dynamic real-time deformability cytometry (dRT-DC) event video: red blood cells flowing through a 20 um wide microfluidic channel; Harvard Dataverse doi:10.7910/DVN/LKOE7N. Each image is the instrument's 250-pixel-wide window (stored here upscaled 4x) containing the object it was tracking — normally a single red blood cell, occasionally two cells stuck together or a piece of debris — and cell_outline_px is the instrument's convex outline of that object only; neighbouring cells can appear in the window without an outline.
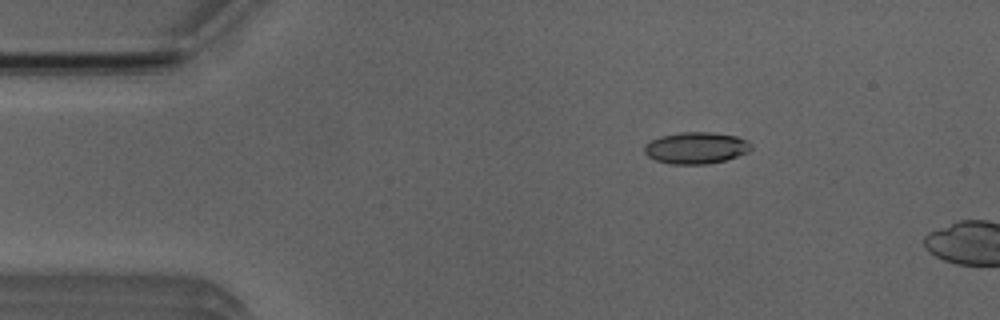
{"species": "Egyptian fruit bat (a non-hibernating species)", "species_latin": "Rousettus aegyptiacus", "temperature_condition": "room temperature", "stored_images_in_passage": 4, "camera_frame_rate_fps": 3000, "um_per_image_px": 0.085, "animal": {"sex": "male"}, "frame": {"image": 1, "passage_image": 3, "time_ms": 2.333, "image_size_px": [1000, 320], "cell_outline_px": [[752, 148], [748, 152], [724, 160], [704, 164], [672, 164], [656, 160], [648, 156], [644, 152], [644, 144], [660, 136], [680, 132], [708, 132], [736, 136], [748, 140], [752, 144]], "centroid_in_image_um": [59.16, 12.56], "position_along_channel_um": 25.8, "area_um2": 19.59}}